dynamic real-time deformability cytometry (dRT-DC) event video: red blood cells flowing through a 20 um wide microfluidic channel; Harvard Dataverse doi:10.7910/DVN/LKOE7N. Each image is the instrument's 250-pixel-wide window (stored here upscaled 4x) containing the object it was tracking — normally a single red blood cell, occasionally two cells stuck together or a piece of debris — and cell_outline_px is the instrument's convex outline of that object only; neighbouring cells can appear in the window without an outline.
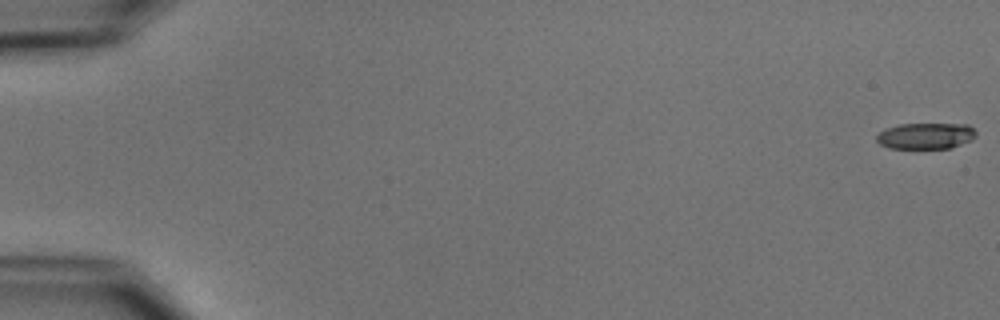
{"species": "common noctule bat (a hibernating species)", "species_latin": "Nyctalus noctula", "temperature_condition": "cold", "stored_images_in_passage": 50, "camera_frame_rate_fps": 3000, "um_per_image_px": 0.085, "animal": {"sex": "male", "body_mass_g": 15.6}, "frame": {"image": 1, "passage_image": 1, "time_ms": 0.0, "image_size_px": [1000, 320], "cell_outline_px": [[976, 136], [972, 140], [952, 148], [888, 148], [880, 144], [876, 140], [876, 136], [884, 128], [900, 124], [968, 124], [976, 132]], "centroid_in_image_um": [78.69, 11.55], "position_along_channel_um": 6.3, "area_um2": 15.26}}
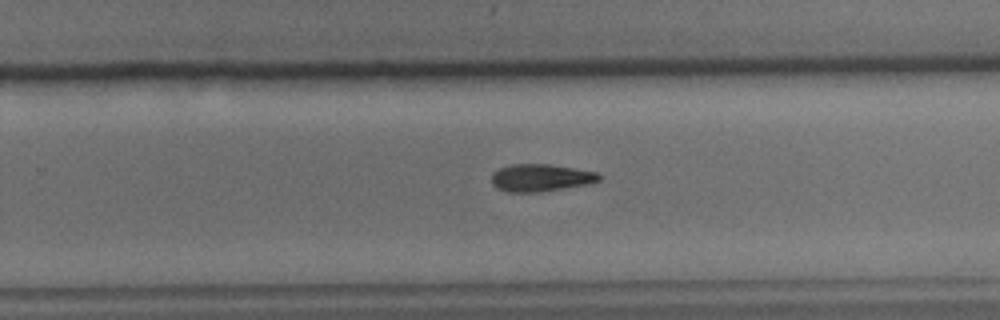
{"frame": {"image": 2, "passage_image": 36, "time_ms": 11.667, "image_size_px": [1000, 320], "cell_outline_px": [[600, 180], [584, 184], [540, 192], [508, 192], [496, 188], [492, 184], [492, 172], [500, 168], [512, 164], [548, 164], [596, 172], [600, 176]], "centroid_in_image_um": [45.89, 15.11], "position_along_channel_um": 283.9, "area_um2": 16.88}}
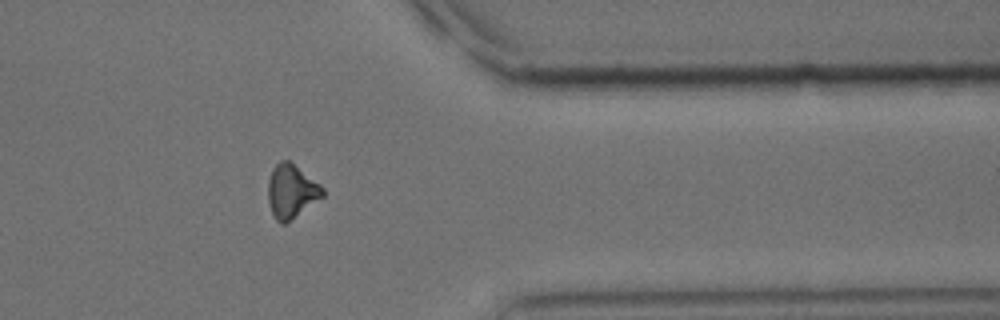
{"frame": {"image": 3, "passage_image": 45, "time_ms": 14.667, "image_size_px": [1000, 320], "cell_outline_px": [[324, 196], [284, 224], [280, 224], [276, 220], [272, 212], [268, 200], [268, 180], [272, 168], [280, 160], [288, 160], [320, 184], [324, 188]], "centroid_in_image_um": [24.75, 16.25], "position_along_channel_um": 386.6, "area_um2": 16.88}}